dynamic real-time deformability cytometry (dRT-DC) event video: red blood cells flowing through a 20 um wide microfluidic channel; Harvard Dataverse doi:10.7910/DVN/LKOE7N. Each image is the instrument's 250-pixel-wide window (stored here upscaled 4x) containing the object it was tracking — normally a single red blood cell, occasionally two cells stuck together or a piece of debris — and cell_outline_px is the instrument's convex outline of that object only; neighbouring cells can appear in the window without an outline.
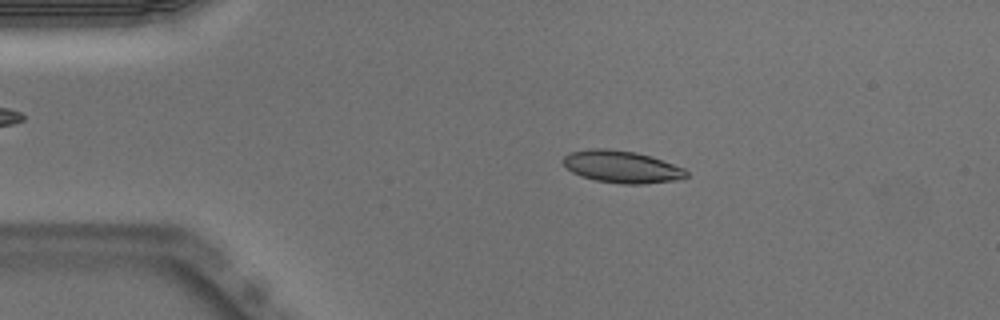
{"species": "Egyptian fruit bat (a non-hibernating species)", "species_latin": "Rousettus aegyptiacus", "temperature_condition": "warm", "stored_images_in_passage": 49, "camera_frame_rate_fps": 3000, "um_per_image_px": 0.085, "animal": {"sex": "male"}, "frame": {"image": 1, "passage_image": 9, "time_ms": 2.667, "image_size_px": [1000, 320], "cell_outline_px": [[688, 176], [680, 180], [644, 184], [620, 184], [596, 180], [580, 176], [572, 172], [564, 164], [564, 156], [572, 152], [592, 148], [608, 148], [636, 152], [652, 156], [684, 168], [688, 172]], "centroid_in_image_um": [52.9, 14.18], "position_along_channel_um": 32.1, "area_um2": 23.24}}
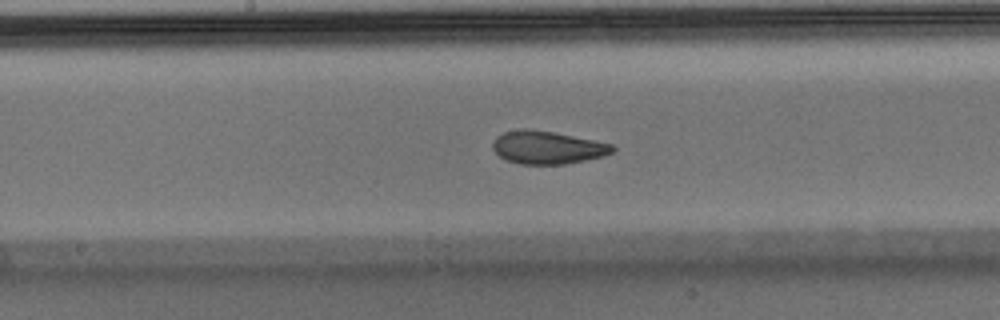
{"frame": {"image": 2, "passage_image": 25, "time_ms": 8.0, "image_size_px": [1000, 320], "cell_outline_px": [[616, 148], [612, 152], [604, 156], [564, 164], [520, 164], [504, 160], [492, 148], [492, 144], [496, 136], [504, 132], [520, 128], [524, 128], [552, 132], [612, 144]], "centroid_in_image_um": [46.49, 12.54], "position_along_channel_um": 201.7, "area_um2": 22.83}}
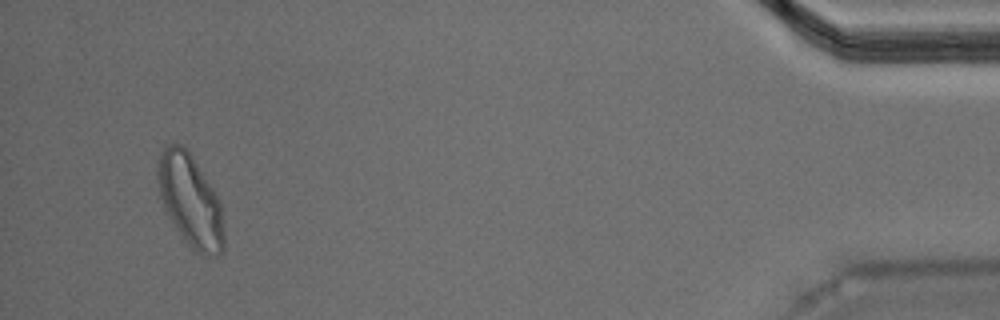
{"frame": {"image": 3, "passage_image": 47, "time_ms": 15.333, "image_size_px": [1000, 320], "cell_outline_px": [[224, 252], [216, 256], [204, 256], [196, 252], [192, 248], [176, 228], [164, 208], [160, 196], [156, 176], [156, 164], [164, 148], [168, 144], [180, 144], [192, 156], [220, 200], [224, 232]], "centroid_in_image_um": [16.18, 17.08], "position_along_channel_um": 419.0, "area_um2": 35.43}, "authors_computed_cell_mechanics": {"area_um2": 23.2934, "velocity_mm_per_s": 3.9932, "shape_relaxation_time_tau1_ms": 4.8047, "shape_relaxation_time_tau2_ms": 1.5905, "deformation_change_tau1": 0.1589, "deformation_change_tau2": 0.0625}}